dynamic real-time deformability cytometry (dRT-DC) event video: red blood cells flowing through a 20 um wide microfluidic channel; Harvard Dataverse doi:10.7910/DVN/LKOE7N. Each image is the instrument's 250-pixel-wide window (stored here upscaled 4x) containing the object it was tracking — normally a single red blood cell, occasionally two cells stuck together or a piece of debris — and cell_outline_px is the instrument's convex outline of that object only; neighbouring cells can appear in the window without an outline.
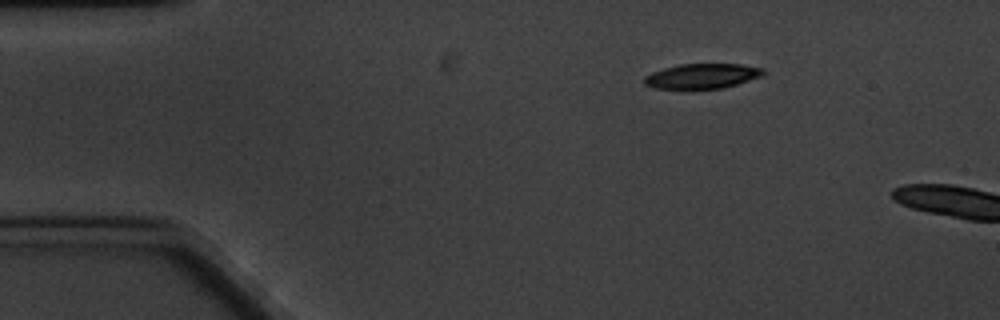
{"species": "common noctule bat (a hibernating species)", "species_latin": "Nyctalus noctula", "temperature_condition": "cold", "stored_images_in_passage": 2, "camera_frame_rate_fps": 3000, "um_per_image_px": 0.085, "animal": {"sex": "male", "body_mass_g": 20.1, "forearm_length_mm": 53.5}, "frame": {"image": 1, "passage_image": 1, "time_ms": 0.0, "image_size_px": [1000, 320], "cell_outline_px": [[764, 76], [736, 84], [720, 88], [656, 88], [644, 84], [644, 76], [652, 72], [664, 68], [680, 64], [740, 64], [764, 68]], "centroid_in_image_um": [59.7, 6.45], "position_along_channel_um": 25.3, "area_um2": 17.11}}